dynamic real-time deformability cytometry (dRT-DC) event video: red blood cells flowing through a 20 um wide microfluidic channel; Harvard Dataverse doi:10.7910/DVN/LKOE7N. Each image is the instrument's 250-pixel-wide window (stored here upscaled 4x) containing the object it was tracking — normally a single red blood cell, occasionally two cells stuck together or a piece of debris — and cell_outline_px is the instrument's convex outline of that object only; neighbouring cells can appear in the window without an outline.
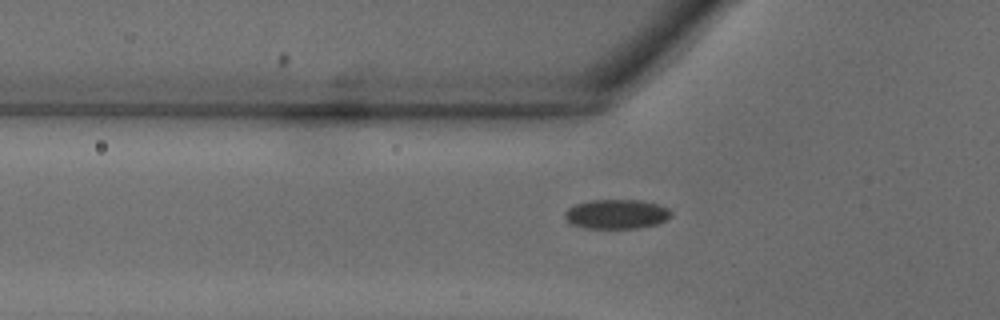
{"species": "common noctule bat (a hibernating species)", "species_latin": "Nyctalus noctula", "temperature_condition": "warm", "stored_images_in_passage": 28, "camera_frame_rate_fps": 3000, "um_per_image_px": 0.085, "animal": {"sex": "male", "body_mass_g": 18.8}, "frame": {"image": 1, "passage_image": 5, "time_ms": 1.333, "image_size_px": [1000, 320], "cell_outline_px": [[672, 216], [668, 220], [656, 224], [640, 228], [584, 228], [572, 224], [564, 216], [564, 212], [568, 208], [576, 204], [588, 200], [640, 200], [656, 204], [668, 208], [672, 212]], "centroid_in_image_um": [52.42, 18.2], "position_along_channel_um": 73.4, "area_um2": 18.32}}
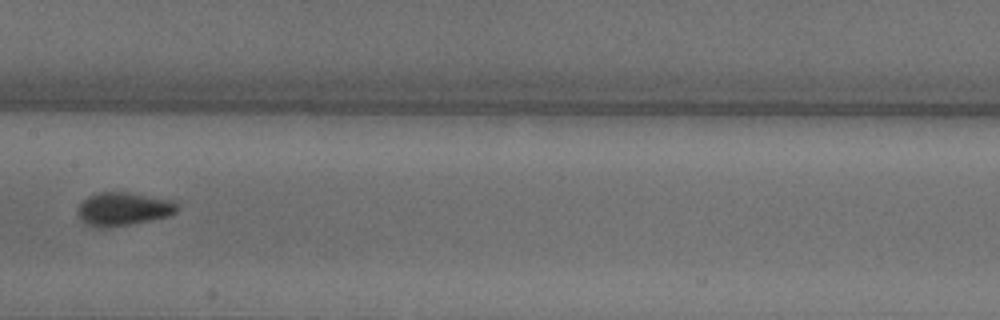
{"frame": {"image": 2, "passage_image": 12, "time_ms": 3.667, "image_size_px": [1000, 320], "cell_outline_px": [[180, 208], [176, 212], [168, 216], [128, 224], [104, 228], [96, 228], [80, 220], [76, 216], [76, 208], [88, 196], [96, 192], [124, 192], [172, 200], [180, 204]], "centroid_in_image_um": [10.44, 17.76], "position_along_channel_um": 197.0, "area_um2": 19.36}}
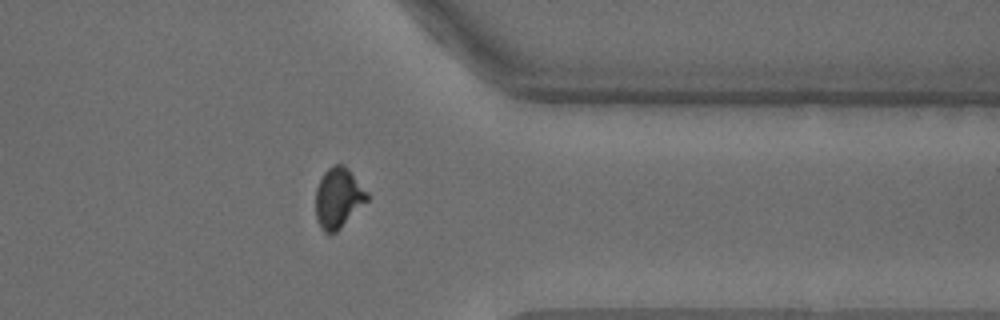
{"frame": {"image": 3, "passage_image": 23, "time_ms": 7.333, "image_size_px": [1000, 320], "cell_outline_px": [[368, 200], [336, 232], [324, 232], [320, 228], [316, 220], [316, 188], [324, 172], [332, 164], [344, 164], [348, 168], [368, 192]], "centroid_in_image_um": [28.75, 16.8], "position_along_channel_um": 382.7, "area_um2": 18.03}}